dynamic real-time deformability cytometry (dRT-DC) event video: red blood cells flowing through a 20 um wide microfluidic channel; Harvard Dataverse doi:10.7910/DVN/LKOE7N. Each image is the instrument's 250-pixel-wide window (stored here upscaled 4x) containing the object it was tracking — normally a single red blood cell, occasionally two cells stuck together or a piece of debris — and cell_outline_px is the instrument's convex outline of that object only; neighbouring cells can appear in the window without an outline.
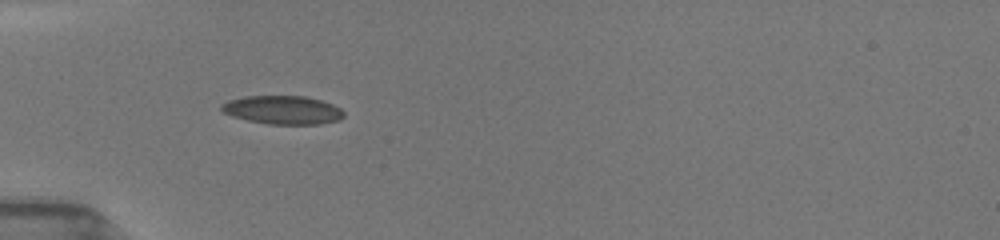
{"species": "common noctule bat (a hibernating species)", "species_latin": "Nyctalus noctula", "temperature_condition": "room temperature", "stored_images_in_passage": 5, "camera_frame_rate_fps": 3000, "um_per_image_px": 0.085, "animal": {"sex": "female", "body_mass_g": 19.5, "forearm_length_mm": 54.1}, "frame": {"image": 1, "passage_image": 3, "time_ms": 1.0, "image_size_px": [1000, 240], "cell_outline_px": [[344, 116], [340, 120], [320, 124], [268, 124], [248, 120], [232, 116], [224, 112], [220, 108], [220, 104], [228, 100], [244, 96], [304, 96], [320, 100], [332, 104], [340, 108], [344, 112]], "centroid_in_image_um": [24.02, 9.34], "position_along_channel_um": 61.0, "area_um2": 20.35}}
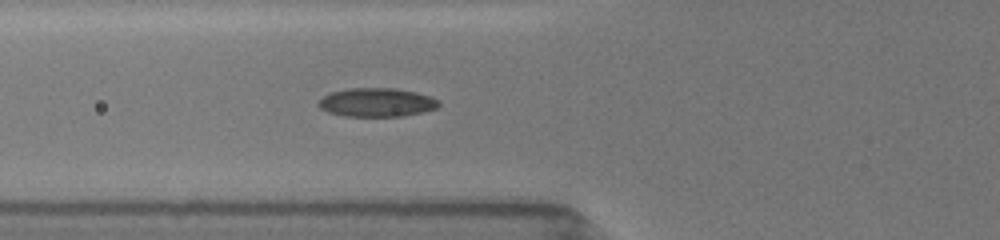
{"frame": {"image": 2, "passage_image": 5, "time_ms": 2.0, "image_size_px": [1000, 240], "cell_outline_px": [[440, 104], [436, 108], [424, 112], [400, 116], [344, 116], [328, 112], [320, 108], [316, 104], [324, 96], [332, 92], [348, 88], [396, 88], [416, 92], [432, 96], [440, 100]], "centroid_in_image_um": [32.05, 8.7], "position_along_channel_um": 93.8, "area_um2": 20.23}}